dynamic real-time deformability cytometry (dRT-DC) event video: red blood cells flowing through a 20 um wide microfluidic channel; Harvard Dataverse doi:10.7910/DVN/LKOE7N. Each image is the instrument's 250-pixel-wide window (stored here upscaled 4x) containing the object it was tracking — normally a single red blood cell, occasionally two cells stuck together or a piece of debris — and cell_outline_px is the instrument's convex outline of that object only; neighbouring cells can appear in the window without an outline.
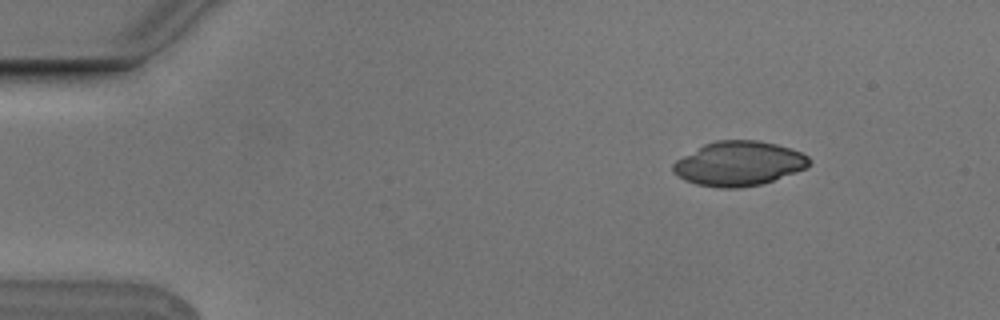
{"species": "Egyptian fruit bat (a non-hibernating species)", "species_latin": "Rousettus aegyptiacus", "temperature_condition": "cold", "stored_images_in_passage": 3, "camera_frame_rate_fps": 3000, "um_per_image_px": 0.085, "animal": {"sex": "male"}, "frame": {"image": 1, "passage_image": 1, "time_ms": 0.0, "image_size_px": [1000, 320], "cell_outline_px": [[812, 160], [808, 168], [760, 184], [740, 188], [720, 188], [696, 184], [684, 180], [672, 172], [672, 164], [676, 160], [704, 144], [716, 140], [756, 140], [776, 144], [792, 148], [808, 156]], "centroid_in_image_um": [62.8, 13.9], "position_along_channel_um": 22.2, "area_um2": 35.37}}